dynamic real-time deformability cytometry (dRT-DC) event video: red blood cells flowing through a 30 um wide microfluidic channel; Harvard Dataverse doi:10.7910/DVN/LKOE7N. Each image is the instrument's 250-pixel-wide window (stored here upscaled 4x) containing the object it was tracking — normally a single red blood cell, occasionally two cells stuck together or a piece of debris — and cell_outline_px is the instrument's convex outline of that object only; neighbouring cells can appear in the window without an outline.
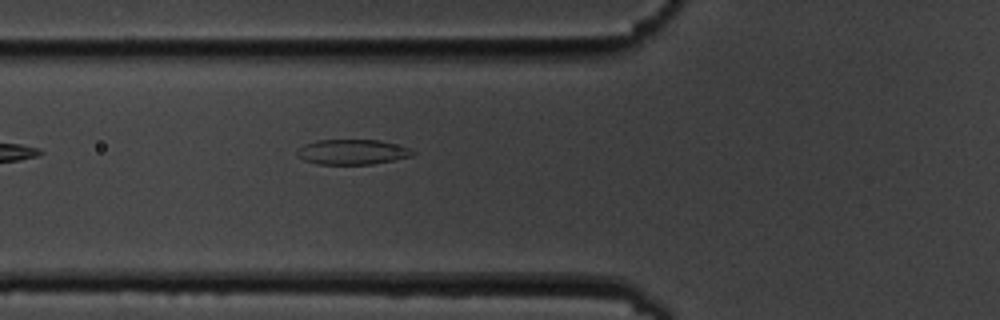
{"species": "common noctule bat (a hibernating species)", "species_latin": "Nyctalus noctula", "temperature_condition": "cold", "stored_images_in_passage": 6, "camera_frame_rate_fps": 3000, "um_per_image_px": 0.085, "animal": {"sex": "male", "body_mass_g": 19.5, "forearm_length_mm": 54.6}, "frame": {"image": 1, "passage_image": 6, "time_ms": 6.667, "image_size_px": [1000, 320], "cell_outline_px": [[416, 152], [412, 156], [372, 164], [316, 164], [304, 160], [296, 156], [296, 148], [304, 144], [316, 140], [380, 140], [408, 148]], "centroid_in_image_um": [29.87, 12.91], "position_along_channel_um": 95.9, "area_um2": 16.94}}